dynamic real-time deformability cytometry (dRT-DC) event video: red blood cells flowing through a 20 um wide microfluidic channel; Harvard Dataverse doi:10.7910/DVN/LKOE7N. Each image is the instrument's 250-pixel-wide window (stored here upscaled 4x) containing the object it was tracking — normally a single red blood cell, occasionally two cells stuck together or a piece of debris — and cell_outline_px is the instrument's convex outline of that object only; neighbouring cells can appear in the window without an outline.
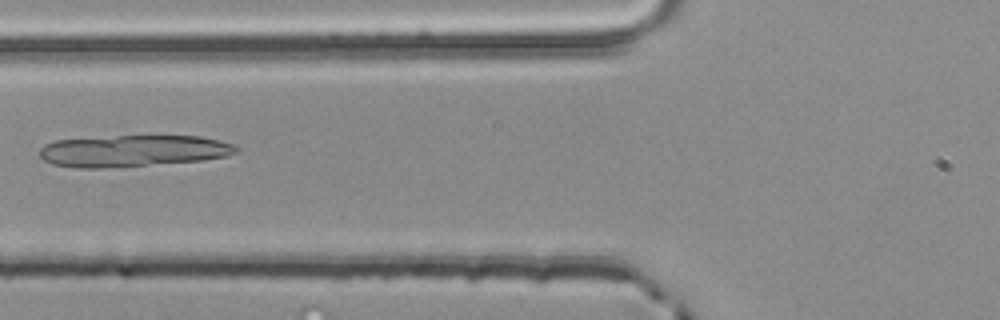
{"species": "common noctule bat (a hibernating species)", "species_latin": "Nyctalus noctula", "temperature_condition": "room temperature", "stored_images_in_passage": 2, "camera_frame_rate_fps": 3000, "um_per_image_px": 0.085, "animal": {"sex": "male", "body_mass_g": 20.4}, "frame": {"image": 1, "passage_image": 2, "time_ms": 0.333, "image_size_px": [1000, 320], "cell_outline_px": [[236, 152], [224, 156], [200, 160], [104, 168], [80, 168], [52, 164], [44, 160], [40, 156], [40, 148], [44, 144], [56, 140], [116, 136], [200, 136], [220, 140], [232, 144], [236, 148]], "centroid_in_image_um": [11.25, 12.82], "position_along_channel_um": 114.6, "area_um2": 35.78}}